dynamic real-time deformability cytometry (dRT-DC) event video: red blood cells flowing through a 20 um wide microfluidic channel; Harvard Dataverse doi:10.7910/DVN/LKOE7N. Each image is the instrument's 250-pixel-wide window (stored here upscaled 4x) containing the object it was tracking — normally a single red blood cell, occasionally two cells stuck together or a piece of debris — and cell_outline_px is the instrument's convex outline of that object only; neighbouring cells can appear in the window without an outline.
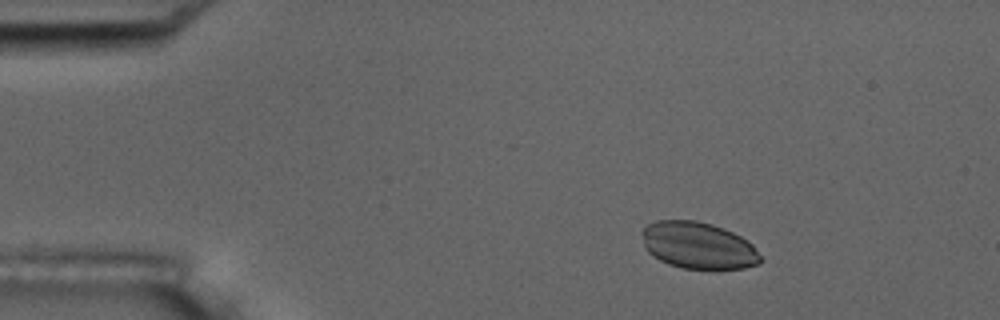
{"species": "common noctule bat (a hibernating species)", "species_latin": "Nyctalus noctula", "temperature_condition": "room temperature", "stored_images_in_passage": 4, "camera_frame_rate_fps": 3000, "um_per_image_px": 0.085, "animal": {"sex": "male", "body_mass_g": 17.5, "forearm_length_mm": 52.3}, "frame": {"image": 1, "passage_image": 1, "time_ms": 0.0, "image_size_px": [1000, 320], "cell_outline_px": [[764, 260], [760, 264], [744, 268], [716, 272], [680, 268], [668, 264], [652, 256], [644, 248], [640, 232], [648, 224], [656, 220], [696, 220], [712, 224], [724, 228], [740, 236], [752, 244]], "centroid_in_image_um": [59.36, 20.91], "position_along_channel_um": 25.6, "area_um2": 33.47}}